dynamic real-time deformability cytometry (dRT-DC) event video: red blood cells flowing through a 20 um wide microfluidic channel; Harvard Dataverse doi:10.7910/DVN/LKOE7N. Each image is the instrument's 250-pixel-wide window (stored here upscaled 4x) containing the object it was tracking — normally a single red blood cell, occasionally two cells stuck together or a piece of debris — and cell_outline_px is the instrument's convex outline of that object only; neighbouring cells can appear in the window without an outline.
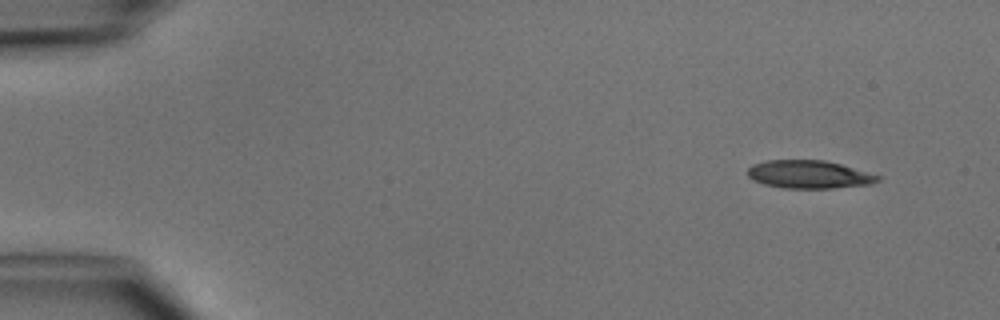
{"species": "common noctule bat (a hibernating species)", "species_latin": "Nyctalus noctula", "temperature_condition": "cold", "stored_images_in_passage": 4, "camera_frame_rate_fps": 3000, "um_per_image_px": 0.085, "animal": {"sex": "male", "body_mass_g": 15.6}, "frame": {"image": 1, "passage_image": 1, "time_ms": 0.0, "image_size_px": [1000, 320], "cell_outline_px": [[880, 180], [872, 184], [832, 188], [784, 188], [764, 184], [752, 180], [748, 176], [748, 168], [752, 164], [768, 160], [824, 160], [840, 164], [880, 176]], "centroid_in_image_um": [68.74, 14.83], "position_along_channel_um": 16.3, "area_um2": 21.15}}
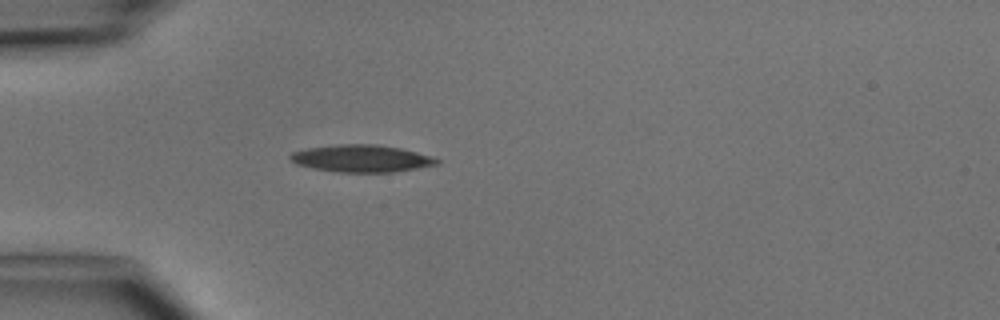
{"frame": {"image": 2, "passage_image": 4, "time_ms": 3.333, "image_size_px": [1000, 320], "cell_outline_px": [[440, 164], [392, 172], [340, 172], [312, 168], [296, 164], [288, 156], [292, 152], [308, 148], [336, 144], [376, 144], [400, 148], [432, 156], [440, 160]], "centroid_in_image_um": [30.73, 13.46], "position_along_channel_um": 54.3, "area_um2": 23.18}}